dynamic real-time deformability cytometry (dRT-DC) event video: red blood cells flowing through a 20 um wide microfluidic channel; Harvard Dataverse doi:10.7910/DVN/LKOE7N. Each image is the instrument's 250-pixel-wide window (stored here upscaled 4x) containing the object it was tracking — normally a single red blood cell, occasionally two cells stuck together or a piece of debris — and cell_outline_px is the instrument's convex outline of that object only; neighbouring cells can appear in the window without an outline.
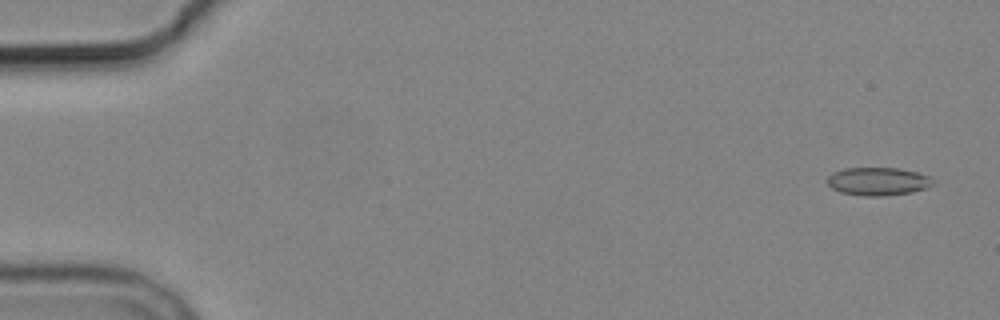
{"species": "common noctule bat (a hibernating species)", "species_latin": "Nyctalus noctula", "temperature_condition": "cold", "stored_images_in_passage": 5, "camera_frame_rate_fps": 3000, "um_per_image_px": 0.085, "animal": {"sex": "male", "body_mass_g": 19.2, "forearm_length_mm": 51.8}, "frame": {"image": 1, "passage_image": 1, "time_ms": 0.0, "image_size_px": [1000, 320], "cell_outline_px": [[936, 184], [928, 188], [912, 192], [880, 196], [864, 196], [840, 192], [832, 188], [828, 184], [828, 176], [832, 172], [844, 168], [900, 168], [932, 176]], "centroid_in_image_um": [74.68, 15.41], "position_along_channel_um": 10.3, "area_um2": 17.51}}